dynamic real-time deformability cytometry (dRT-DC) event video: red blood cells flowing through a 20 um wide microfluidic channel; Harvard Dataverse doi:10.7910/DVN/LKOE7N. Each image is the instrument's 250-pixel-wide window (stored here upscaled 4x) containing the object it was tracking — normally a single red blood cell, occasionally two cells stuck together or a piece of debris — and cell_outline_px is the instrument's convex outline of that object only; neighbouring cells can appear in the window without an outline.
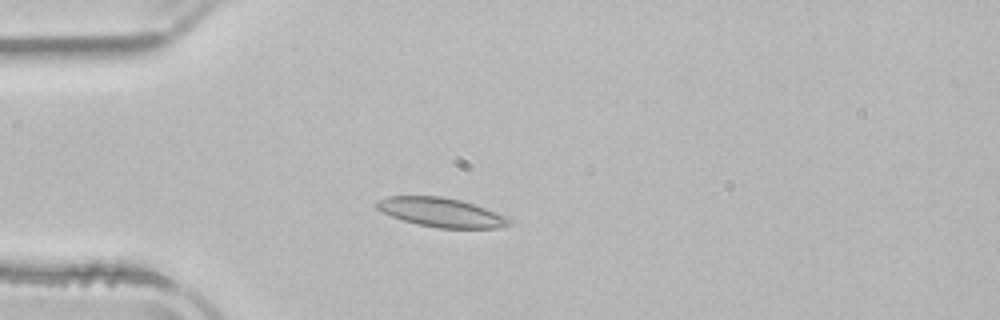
{"species": "common noctule bat (a hibernating species)", "species_latin": "Nyctalus noctula", "temperature_condition": "room temperature", "stored_images_in_passage": 3, "camera_frame_rate_fps": 3000, "um_per_image_px": 0.085, "animal": {"sex": "male", "body_mass_g": 21.5, "forearm_length_mm": 52.0}, "frame": {"image": 1, "passage_image": 3, "time_ms": 3.0, "image_size_px": [1000, 320], "cell_outline_px": [[512, 224], [500, 228], [436, 228], [404, 220], [392, 216], [376, 208], [376, 200], [388, 196], [440, 196], [460, 200], [508, 216], [512, 220]], "centroid_in_image_um": [37.54, 18.05], "position_along_channel_um": 47.5, "area_um2": 22.37}}